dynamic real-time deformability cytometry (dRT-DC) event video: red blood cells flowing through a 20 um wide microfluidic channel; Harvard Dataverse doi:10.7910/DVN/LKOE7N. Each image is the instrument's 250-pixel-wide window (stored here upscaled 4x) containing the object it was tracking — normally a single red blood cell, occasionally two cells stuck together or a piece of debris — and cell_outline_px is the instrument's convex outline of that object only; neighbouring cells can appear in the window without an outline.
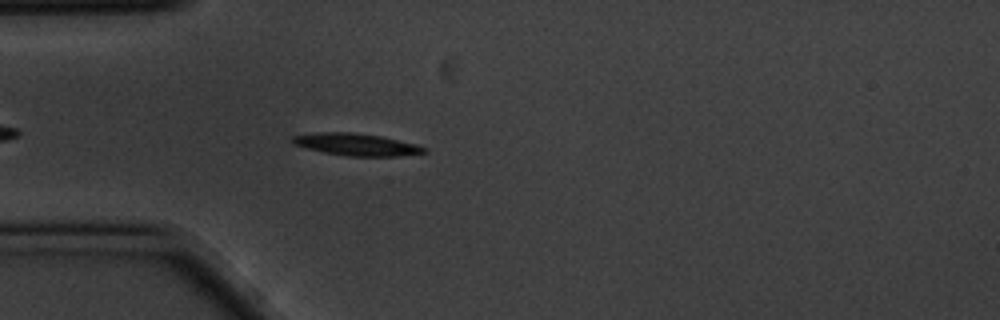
{"species": "common noctule bat (a hibernating species)", "species_latin": "Nyctalus noctula", "temperature_condition": "cold", "stored_images_in_passage": 5, "camera_frame_rate_fps": 3000, "um_per_image_px": 0.085, "animal": {"sex": "male", "body_mass_g": 20.1, "forearm_length_mm": 53.5}, "frame": {"image": 1, "passage_image": 5, "time_ms": 1.333, "image_size_px": [1000, 320], "cell_outline_px": [[428, 152], [400, 156], [348, 156], [324, 152], [304, 148], [292, 144], [292, 136], [316, 132], [352, 132], [380, 136], [416, 144], [428, 148]], "centroid_in_image_um": [30.28, 12.28], "position_along_channel_um": 54.7, "area_um2": 17.05}}